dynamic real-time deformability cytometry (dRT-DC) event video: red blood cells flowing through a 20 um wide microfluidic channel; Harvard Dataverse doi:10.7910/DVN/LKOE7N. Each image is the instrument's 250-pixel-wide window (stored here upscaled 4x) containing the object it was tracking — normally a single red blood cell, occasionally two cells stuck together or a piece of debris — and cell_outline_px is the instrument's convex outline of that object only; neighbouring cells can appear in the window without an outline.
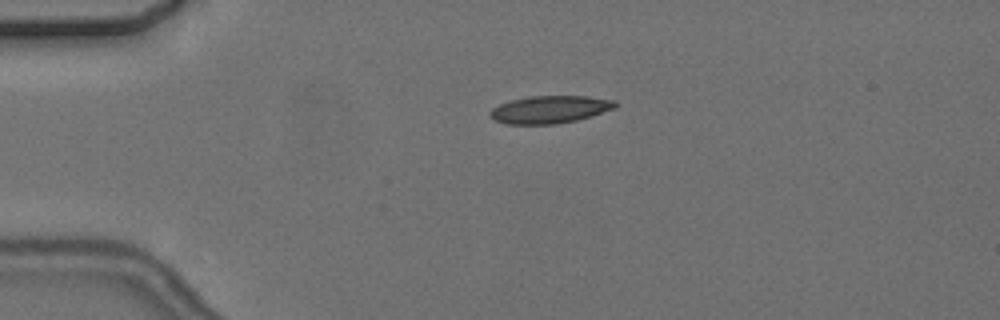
{"species": "common noctule bat (a hibernating species)", "species_latin": "Nyctalus noctula", "temperature_condition": "cold", "stored_images_in_passage": 4, "camera_frame_rate_fps": 3000, "um_per_image_px": 0.085, "animal": {"sex": "female", "body_mass_g": 24.6, "forearm_length_mm": 56.2}, "frame": {"image": 1, "passage_image": 3, "time_ms": 3.0, "image_size_px": [1000, 320], "cell_outline_px": [[616, 108], [592, 116], [576, 120], [556, 124], [508, 124], [492, 120], [488, 116], [488, 112], [492, 108], [500, 104], [512, 100], [528, 96], [588, 96], [616, 100]], "centroid_in_image_um": [46.72, 9.31], "position_along_channel_um": 38.3, "area_um2": 20.29}}